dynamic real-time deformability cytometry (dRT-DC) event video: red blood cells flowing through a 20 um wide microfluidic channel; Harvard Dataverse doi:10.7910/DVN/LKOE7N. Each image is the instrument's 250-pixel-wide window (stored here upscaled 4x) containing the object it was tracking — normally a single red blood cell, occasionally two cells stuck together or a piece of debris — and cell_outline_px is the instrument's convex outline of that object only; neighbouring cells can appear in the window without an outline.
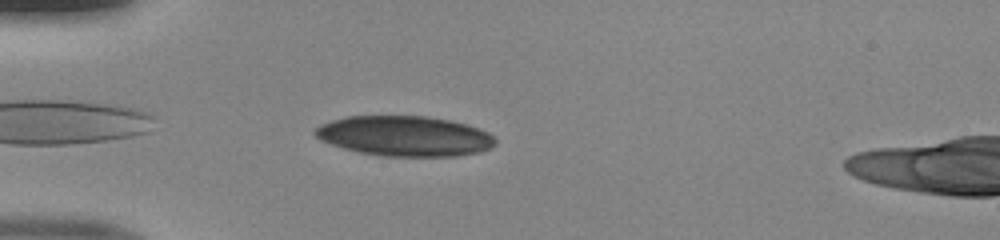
{"species": "human", "species_latin": "Homo sapiens", "temperature_condition": "room temperature", "stored_images_in_passage": 38, "camera_frame_rate_fps": 3000, "um_per_image_px": 0.085, "donor": {"sex": "male"}, "frame": {"image": 1, "passage_image": 2, "time_ms": 0.333, "image_size_px": [1000, 240], "cell_outline_px": [[496, 144], [480, 152], [456, 156], [384, 156], [360, 152], [344, 148], [320, 140], [312, 132], [320, 124], [344, 116], [424, 116], [448, 120], [464, 124], [488, 132], [496, 140]], "centroid_in_image_um": [34.36, 11.56], "position_along_channel_um": 50.6, "area_um2": 41.96}}
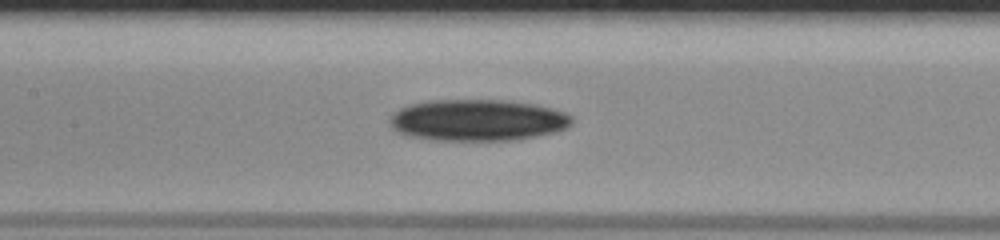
{"frame": {"image": 2, "passage_image": 12, "time_ms": 3.667, "image_size_px": [1000, 240], "cell_outline_px": [[572, 124], [568, 128], [536, 136], [512, 140], [432, 140], [408, 136], [396, 132], [388, 124], [388, 116], [392, 112], [408, 104], [428, 100], [508, 100], [536, 104], [552, 108], [564, 112], [572, 116]], "centroid_in_image_um": [40.53, 10.2], "position_along_channel_um": 166.9, "area_um2": 44.62}}
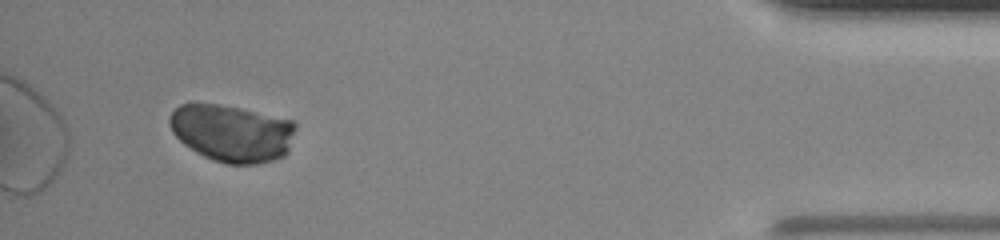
{"frame": {"image": 3, "passage_image": 35, "time_ms": 11.333, "image_size_px": [1000, 240], "cell_outline_px": [[296, 128], [288, 152], [284, 156], [272, 160], [256, 164], [228, 164], [212, 160], [196, 152], [184, 144], [172, 132], [168, 124], [168, 120], [172, 112], [180, 104], [192, 100], [240, 108], [292, 120], [296, 124]], "centroid_in_image_um": [19.68, 11.29], "position_along_channel_um": 415.5, "area_um2": 42.54}}